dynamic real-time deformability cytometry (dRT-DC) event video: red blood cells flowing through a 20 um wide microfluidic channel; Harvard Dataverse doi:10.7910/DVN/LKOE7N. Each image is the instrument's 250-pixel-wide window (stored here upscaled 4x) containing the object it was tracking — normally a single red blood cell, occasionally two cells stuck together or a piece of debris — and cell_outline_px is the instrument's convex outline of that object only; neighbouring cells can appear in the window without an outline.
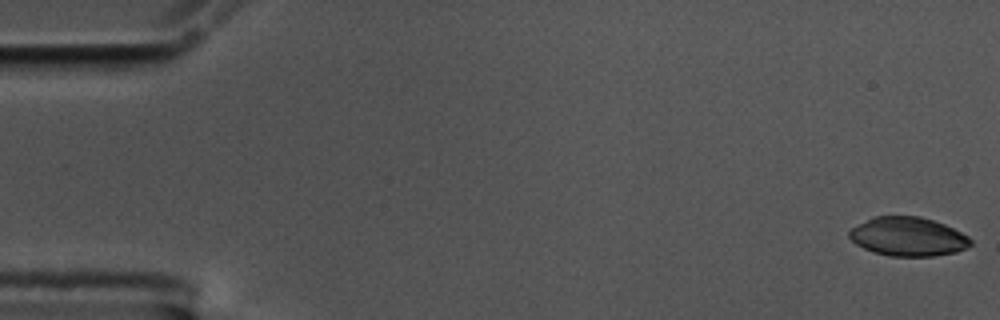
{"species": "common noctule bat (a hibernating species)", "species_latin": "Nyctalus noctula", "temperature_condition": "cold", "stored_images_in_passage": 37, "camera_frame_rate_fps": 3000, "um_per_image_px": 0.085, "animal": {"sex": "male", "body_mass_g": 17.5, "forearm_length_mm": 52.3}, "frame": {"image": 1, "passage_image": 1, "time_ms": 0.0, "image_size_px": [1000, 320], "cell_outline_px": [[972, 244], [956, 252], [936, 256], [892, 256], [876, 252], [864, 248], [856, 244], [848, 236], [848, 232], [852, 228], [872, 216], [920, 216], [944, 224], [968, 236], [972, 240]], "centroid_in_image_um": [77.18, 20.11], "position_along_channel_um": 7.8, "area_um2": 27.34}}
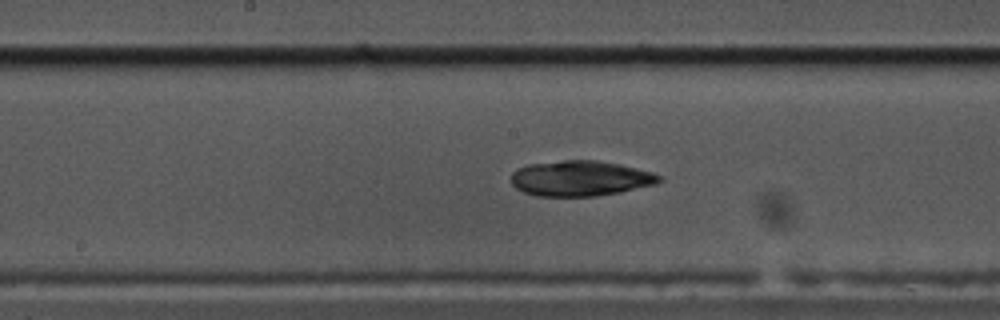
{"frame": {"image": 2, "passage_image": 29, "time_ms": 9.333, "image_size_px": [1000, 320], "cell_outline_px": [[664, 180], [656, 184], [620, 192], [596, 196], [536, 196], [524, 192], [516, 188], [512, 184], [512, 172], [528, 164], [564, 160], [596, 160], [620, 164], [652, 172], [664, 176]], "centroid_in_image_um": [49.37, 15.16], "position_along_channel_um": 198.8, "area_um2": 30.63}}
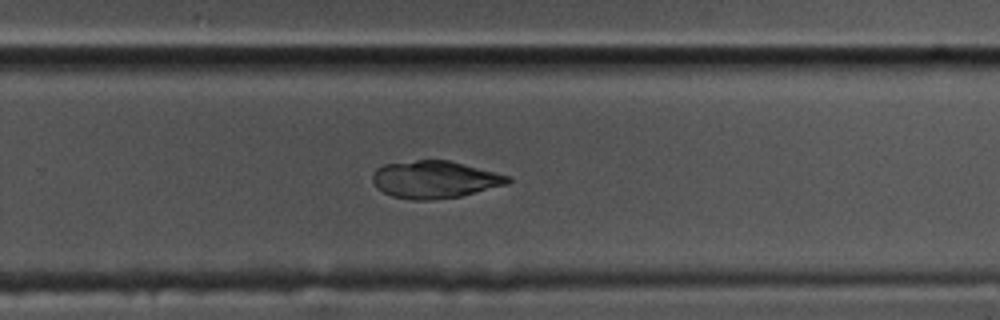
{"frame": {"image": 3, "passage_image": 37, "time_ms": 12.0, "image_size_px": [1000, 320], "cell_outline_px": [[512, 180], [508, 184], [460, 196], [432, 200], [412, 200], [392, 196], [376, 188], [372, 180], [372, 172], [376, 168], [384, 164], [416, 160], [448, 160], [512, 176]], "centroid_in_image_um": [36.94, 15.26], "position_along_channel_um": 292.9, "area_um2": 29.59}}